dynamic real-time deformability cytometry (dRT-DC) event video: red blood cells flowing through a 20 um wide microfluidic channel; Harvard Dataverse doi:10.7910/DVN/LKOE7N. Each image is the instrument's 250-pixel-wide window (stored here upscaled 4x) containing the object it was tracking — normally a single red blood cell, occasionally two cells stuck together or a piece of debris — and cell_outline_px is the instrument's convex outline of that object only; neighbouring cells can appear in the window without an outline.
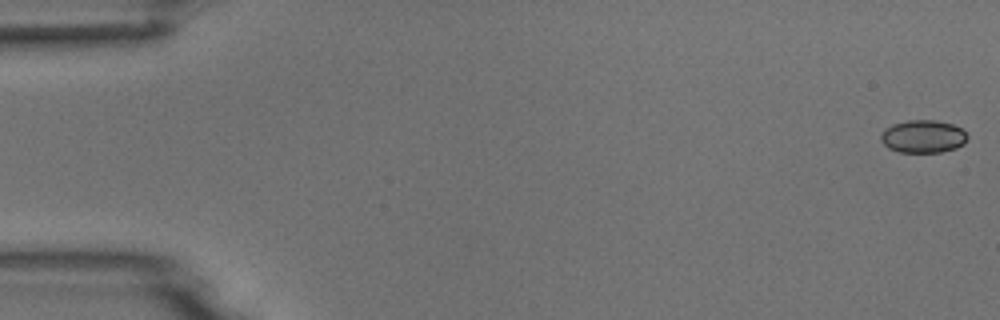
{"species": "common noctule bat (a hibernating species)", "species_latin": "Nyctalus noctula", "temperature_condition": "room temperature", "stored_images_in_passage": 5, "camera_frame_rate_fps": 3000, "um_per_image_px": 0.085, "animal": {"sex": "male", "body_mass_g": 18.8}, "frame": {"image": 1, "passage_image": 1, "time_ms": 0.0, "image_size_px": [1000, 320], "cell_outline_px": [[968, 136], [964, 144], [956, 148], [940, 152], [900, 152], [888, 148], [880, 140], [880, 132], [884, 128], [892, 124], [908, 120], [936, 120], [952, 124], [960, 128]], "centroid_in_image_um": [78.42, 11.59], "position_along_channel_um": 6.6, "area_um2": 16.65}}
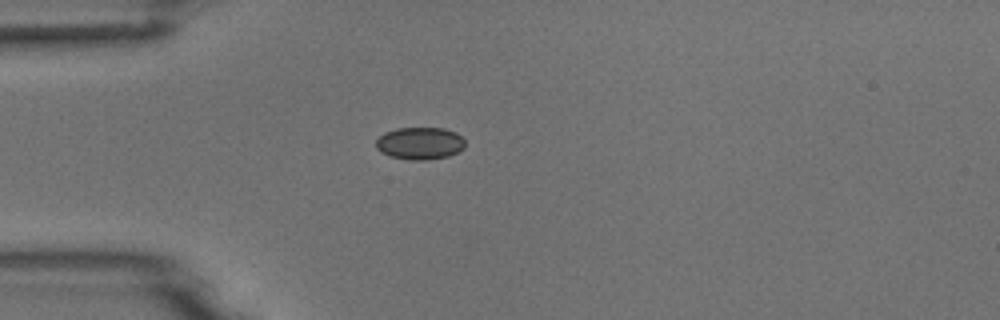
{"frame": {"image": 2, "passage_image": 5, "time_ms": 1.333, "image_size_px": [1000, 320], "cell_outline_px": [[464, 148], [448, 156], [424, 160], [408, 160], [392, 156], [380, 152], [376, 148], [376, 140], [384, 132], [396, 128], [444, 128], [456, 132], [464, 140]], "centroid_in_image_um": [35.67, 12.17], "position_along_channel_um": 49.3, "area_um2": 16.76}}